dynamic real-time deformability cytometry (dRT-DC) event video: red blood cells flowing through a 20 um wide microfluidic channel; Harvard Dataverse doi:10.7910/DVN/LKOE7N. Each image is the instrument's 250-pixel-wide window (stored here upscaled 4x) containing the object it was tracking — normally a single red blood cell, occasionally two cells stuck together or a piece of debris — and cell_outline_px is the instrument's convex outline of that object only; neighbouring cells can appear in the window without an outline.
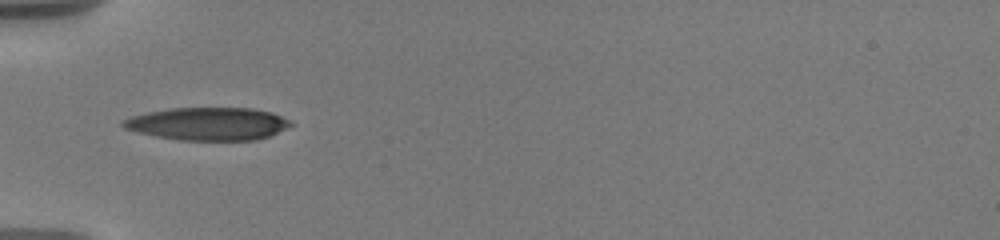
{"species": "human", "species_latin": "Homo sapiens", "temperature_condition": "warm", "stored_images_in_passage": 35, "camera_frame_rate_fps": 3000, "um_per_image_px": 0.085, "donor": {"sex": "male"}, "frame": {"image": 1, "passage_image": 1, "time_ms": 0.0, "image_size_px": [1000, 240], "cell_outline_px": [[296, 124], [268, 136], [256, 140], [180, 140], [156, 136], [136, 132], [124, 128], [120, 124], [120, 120], [132, 116], [148, 112], [172, 108], [252, 108], [272, 112], [292, 120]], "centroid_in_image_um": [17.7, 10.52], "position_along_channel_um": 67.3, "area_um2": 32.25}}
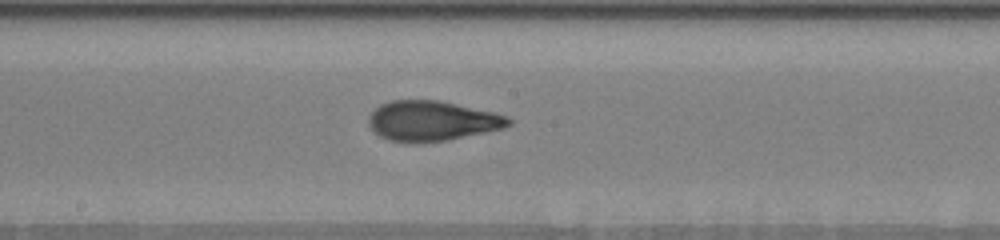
{"frame": {"image": 2, "passage_image": 16, "time_ms": 4.0, "image_size_px": [1000, 240], "cell_outline_px": [[512, 124], [504, 128], [448, 140], [388, 140], [380, 136], [368, 124], [368, 116], [380, 104], [392, 100], [440, 100], [496, 112], [508, 116], [512, 120]], "centroid_in_image_um": [36.78, 10.23], "position_along_channel_um": 211.4, "area_um2": 32.19}}
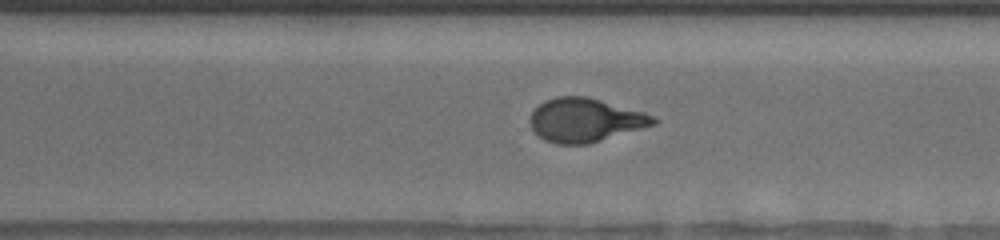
{"frame": {"image": 3, "passage_image": 31, "time_ms": 7.0, "image_size_px": [1000, 240], "cell_outline_px": [[660, 120], [656, 124], [588, 144], [556, 144], [544, 140], [532, 128], [528, 120], [532, 112], [544, 100], [556, 96], [588, 96], [644, 112]], "centroid_in_image_um": [49.73, 10.2], "position_along_channel_um": 320.9, "area_um2": 31.44}}